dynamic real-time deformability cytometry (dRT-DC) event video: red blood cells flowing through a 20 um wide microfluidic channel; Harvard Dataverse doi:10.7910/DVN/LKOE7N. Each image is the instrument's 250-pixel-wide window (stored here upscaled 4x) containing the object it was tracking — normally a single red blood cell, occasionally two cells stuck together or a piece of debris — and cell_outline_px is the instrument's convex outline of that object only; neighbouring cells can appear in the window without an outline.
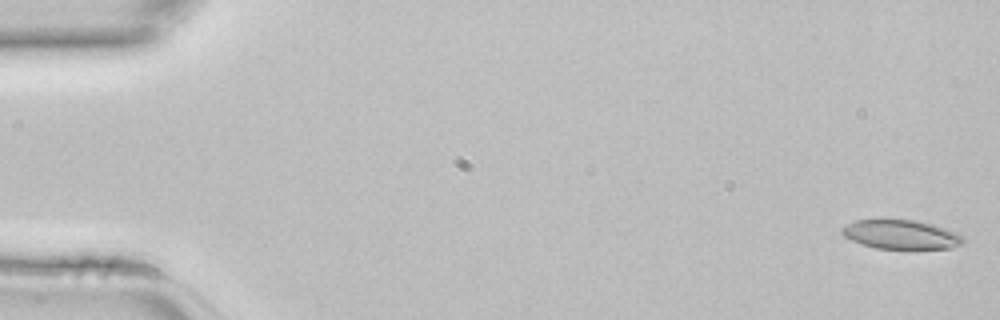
{"species": "common noctule bat (a hibernating species)", "species_latin": "Nyctalus noctula", "temperature_condition": "room temperature", "stored_images_in_passage": 44, "camera_frame_rate_fps": 3000, "um_per_image_px": 0.085, "animal": {"sex": "female", "body_mass_g": 22.7, "forearm_length_mm": 54.2}, "frame": {"image": 1, "passage_image": 1, "time_ms": 0.0, "image_size_px": [1000, 320], "cell_outline_px": [[964, 244], [952, 248], [916, 252], [876, 248], [852, 240], [844, 236], [840, 232], [840, 228], [856, 220], [916, 220], [932, 224], [956, 232], [964, 236]], "centroid_in_image_um": [76.67, 19.99], "position_along_channel_um": 8.3, "area_um2": 21.44}}
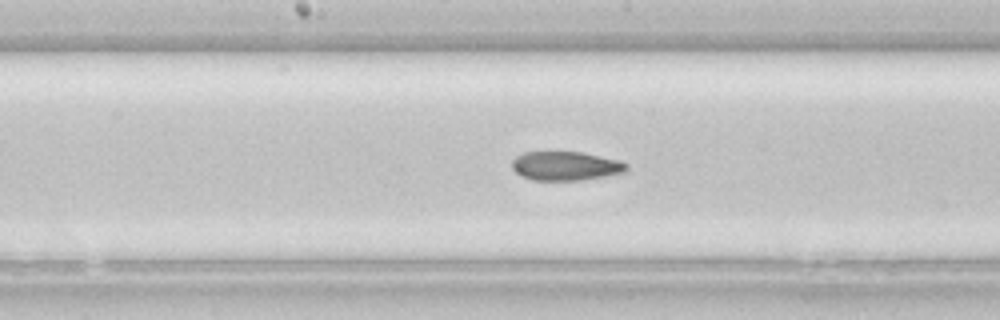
{"frame": {"image": 2, "passage_image": 23, "time_ms": 7.333, "image_size_px": [1000, 320], "cell_outline_px": [[628, 168], [624, 172], [604, 176], [580, 180], [532, 180], [520, 176], [512, 168], [512, 160], [516, 156], [524, 152], [584, 152], [620, 160], [628, 164]], "centroid_in_image_um": [48.07, 14.1], "position_along_channel_um": 200.1, "area_um2": 19.42}}
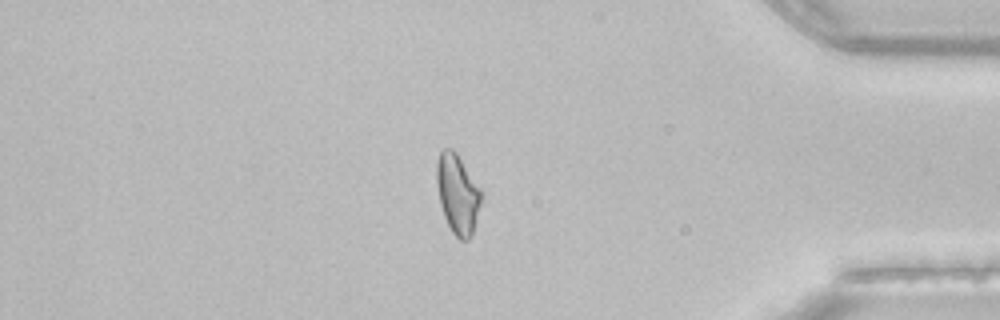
{"frame": {"image": 3, "passage_image": 38, "time_ms": 12.333, "image_size_px": [1000, 320], "cell_outline_px": [[480, 204], [472, 236], [468, 240], [460, 240], [452, 232], [444, 216], [440, 204], [436, 184], [436, 160], [440, 152], [444, 148], [452, 148], [456, 152], [480, 188]], "centroid_in_image_um": [38.86, 16.47], "position_along_channel_um": 396.3, "area_um2": 20.52}}